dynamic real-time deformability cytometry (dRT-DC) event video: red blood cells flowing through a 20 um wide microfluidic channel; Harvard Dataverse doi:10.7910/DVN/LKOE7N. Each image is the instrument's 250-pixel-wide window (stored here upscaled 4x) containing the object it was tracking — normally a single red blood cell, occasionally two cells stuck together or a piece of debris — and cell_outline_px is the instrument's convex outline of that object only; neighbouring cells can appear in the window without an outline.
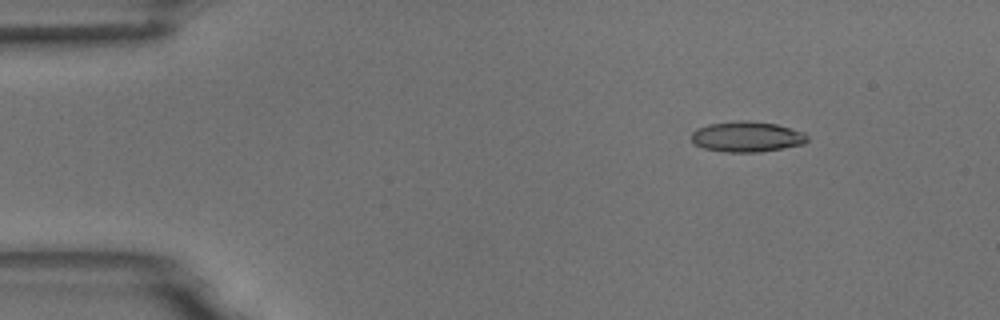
{"species": "common noctule bat (a hibernating species)", "species_latin": "Nyctalus noctula", "temperature_condition": "room temperature", "stored_images_in_passage": 5, "camera_frame_rate_fps": 3000, "um_per_image_px": 0.085, "animal": {"sex": "male", "body_mass_g": 18.8}, "frame": {"image": 1, "passage_image": 2, "time_ms": 0.333, "image_size_px": [1000, 320], "cell_outline_px": [[808, 140], [804, 144], [784, 148], [756, 152], [724, 152], [704, 148], [696, 144], [692, 140], [692, 132], [696, 128], [708, 124], [740, 120], [748, 120], [776, 124], [804, 132], [808, 136]], "centroid_in_image_um": [63.49, 11.61], "position_along_channel_um": 21.5, "area_um2": 20.63}}
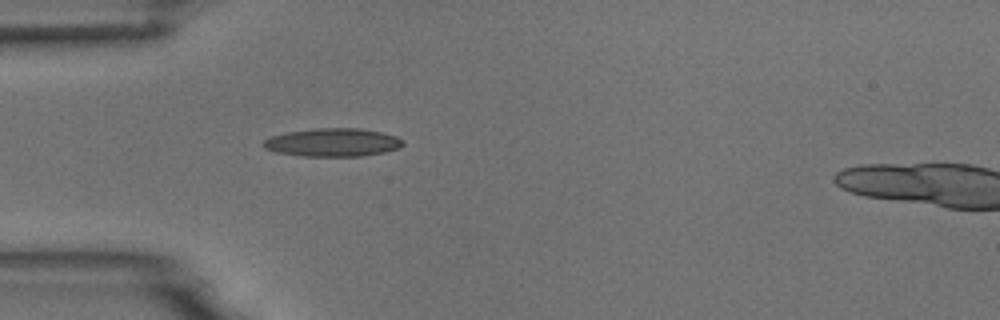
{"frame": {"image": 2, "passage_image": 4, "time_ms": 1.0, "image_size_px": [1000, 320], "cell_outline_px": [[404, 144], [400, 148], [384, 152], [364, 156], [300, 156], [276, 152], [264, 148], [260, 144], [264, 140], [272, 136], [288, 132], [312, 128], [360, 128], [380, 132], [396, 136], [404, 140]], "centroid_in_image_um": [28.29, 12.11], "position_along_channel_um": 56.7, "area_um2": 23.12}}